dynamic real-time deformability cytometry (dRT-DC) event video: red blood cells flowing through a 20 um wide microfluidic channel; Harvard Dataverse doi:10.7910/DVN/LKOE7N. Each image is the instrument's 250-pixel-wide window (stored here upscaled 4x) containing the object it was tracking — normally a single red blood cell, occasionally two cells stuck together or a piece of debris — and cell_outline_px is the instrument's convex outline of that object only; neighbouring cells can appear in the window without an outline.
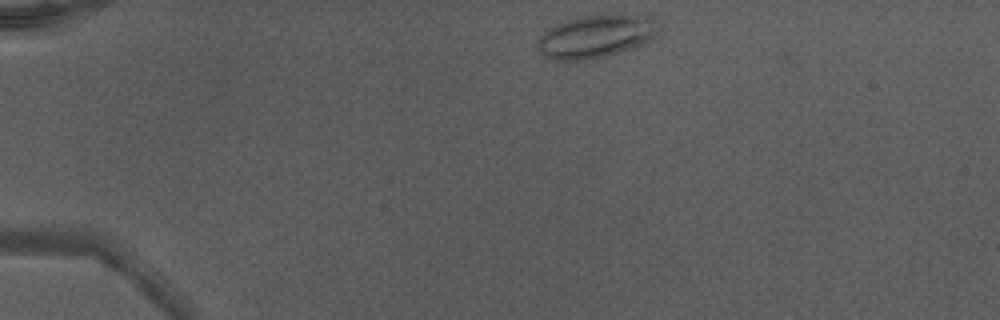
{"species": "Egyptian fruit bat (a non-hibernating species)", "species_latin": "Rousettus aegyptiacus", "temperature_condition": "warm", "stored_images_in_passage": 39, "camera_frame_rate_fps": 3000, "um_per_image_px": 0.085, "animal": {"sex": "male"}, "frame": {"image": 1, "passage_image": 1, "time_ms": 0.0, "image_size_px": [1000, 320], "cell_outline_px": [[660, 32], [652, 40], [644, 44], [620, 52], [588, 60], [548, 60], [536, 48], [536, 40], [548, 28], [556, 24], [568, 20], [584, 16], [616, 12], [652, 12], [660, 16]], "centroid_in_image_um": [50.83, 3.01], "position_along_channel_um": 34.2, "area_um2": 32.19}, "authors_computed_cell_mechanics": {"area_um2": 24.2182, "velocity_mm_per_s": 4.3396, "shape_relaxation_time_tau1_ms": 5.6006, "shape_relaxation_time_tau2_ms": 1.3994, "deformation_change_tau1": 0.1622, "deformation_change_tau2": 0.0751}}